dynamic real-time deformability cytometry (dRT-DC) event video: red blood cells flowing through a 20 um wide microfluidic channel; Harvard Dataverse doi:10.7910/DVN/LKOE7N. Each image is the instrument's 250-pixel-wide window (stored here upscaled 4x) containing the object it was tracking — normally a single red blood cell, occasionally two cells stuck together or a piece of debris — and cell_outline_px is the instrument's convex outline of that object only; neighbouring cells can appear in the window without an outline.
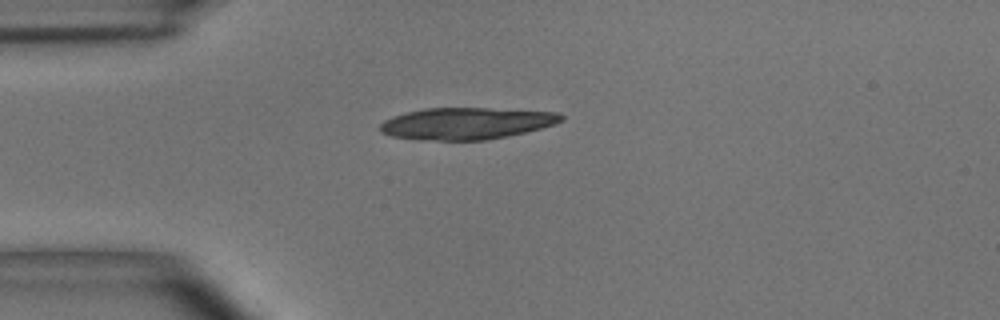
{"species": "common noctule bat (a hibernating species)", "species_latin": "Nyctalus noctula", "temperature_condition": "room temperature", "stored_images_in_passage": 1, "camera_frame_rate_fps": 3000, "um_per_image_px": 0.085, "animal": {"sex": "male", "body_mass_g": 15.6}, "frame": {"image": 1, "passage_image": 1, "time_ms": 0.0, "image_size_px": [1000, 320], "cell_outline_px": [[564, 120], [556, 124], [508, 136], [488, 140], [420, 140], [392, 136], [380, 132], [380, 124], [384, 120], [392, 116], [424, 108], [488, 108], [560, 112], [564, 116]], "centroid_in_image_um": [39.66, 10.49], "position_along_channel_um": 45.3, "area_um2": 33.7}}